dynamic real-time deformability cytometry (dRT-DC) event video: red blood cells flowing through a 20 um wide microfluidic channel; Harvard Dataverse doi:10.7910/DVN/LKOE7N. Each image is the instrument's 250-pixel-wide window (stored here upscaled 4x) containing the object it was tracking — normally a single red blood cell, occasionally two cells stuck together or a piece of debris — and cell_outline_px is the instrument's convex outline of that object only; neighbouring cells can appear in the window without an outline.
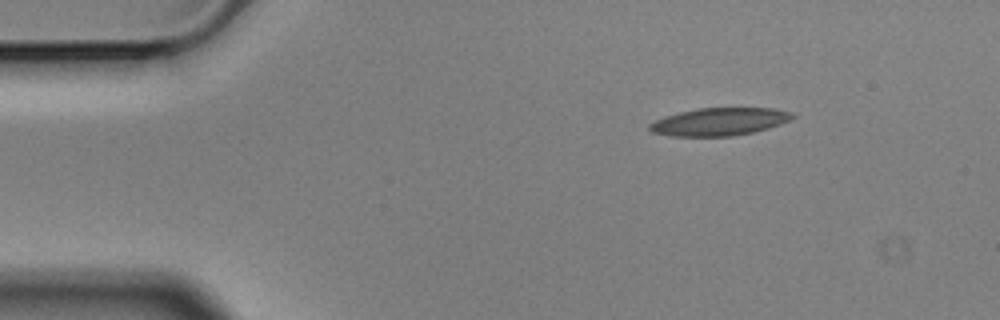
{"species": "Egyptian fruit bat (a non-hibernating species)", "species_latin": "Rousettus aegyptiacus", "temperature_condition": "cold", "stored_images_in_passage": 4, "camera_frame_rate_fps": 3000, "um_per_image_px": 0.085, "animal": {"sex": "male"}, "frame": {"image": 1, "passage_image": 1, "time_ms": 0.0, "image_size_px": [1000, 320], "cell_outline_px": [[796, 116], [780, 124], [768, 128], [752, 132], [732, 136], [668, 136], [652, 132], [648, 128], [648, 124], [664, 116], [696, 108], [772, 108], [792, 112]], "centroid_in_image_um": [61.11, 10.34], "position_along_channel_um": 23.9, "area_um2": 23.06}}